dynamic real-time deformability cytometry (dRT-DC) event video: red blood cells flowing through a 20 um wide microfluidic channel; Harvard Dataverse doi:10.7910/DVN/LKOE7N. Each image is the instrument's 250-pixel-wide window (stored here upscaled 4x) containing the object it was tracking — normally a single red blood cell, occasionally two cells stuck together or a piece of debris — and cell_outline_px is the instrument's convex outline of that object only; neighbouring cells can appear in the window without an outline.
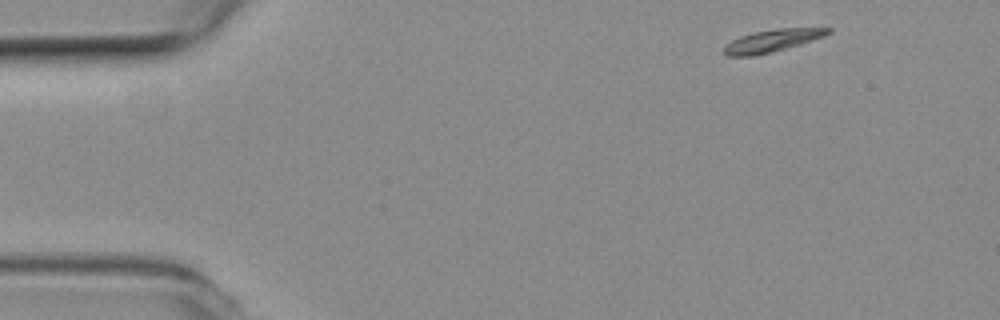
{"species": "common noctule bat (a hibernating species)", "species_latin": "Nyctalus noctula", "temperature_condition": "room temperature", "stored_images_in_passage": 8, "camera_frame_rate_fps": 3000, "um_per_image_px": 0.085, "animal": {"sex": "female", "body_mass_g": 19.3, "forearm_length_mm": 54.1}, "frame": {"image": 1, "passage_image": 1, "time_ms": 0.0, "image_size_px": [1000, 320], "cell_outline_px": [[832, 32], [824, 36], [800, 44], [772, 52], [752, 56], [728, 56], [724, 52], [724, 44], [740, 36], [752, 32], [780, 28], [832, 28]], "centroid_in_image_um": [65.61, 3.45], "position_along_channel_um": 19.4, "area_um2": 13.53}}